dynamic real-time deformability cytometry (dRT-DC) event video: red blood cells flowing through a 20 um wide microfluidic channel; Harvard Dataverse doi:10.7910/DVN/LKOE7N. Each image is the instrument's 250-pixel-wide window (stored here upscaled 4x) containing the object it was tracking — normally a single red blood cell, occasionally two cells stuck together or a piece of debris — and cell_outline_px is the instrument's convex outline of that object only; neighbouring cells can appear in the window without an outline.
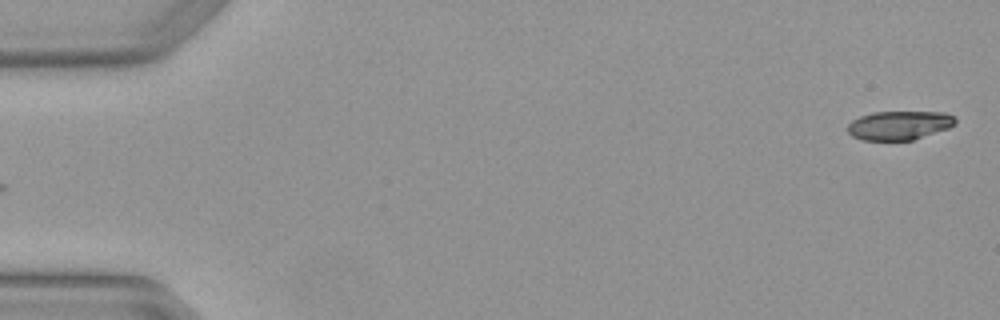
{"species": "Egyptian fruit bat (a non-hibernating species)", "species_latin": "Rousettus aegyptiacus", "temperature_condition": "warm", "stored_images_in_passage": 6, "camera_frame_rate_fps": 3000, "um_per_image_px": 0.085, "animal": {"sex": "female"}, "frame": {"image": 1, "passage_image": 1, "time_ms": 0.0, "image_size_px": [1000, 320], "cell_outline_px": [[956, 124], [948, 128], [912, 140], [864, 140], [852, 136], [848, 132], [848, 124], [852, 120], [860, 116], [872, 112], [944, 112], [956, 116]], "centroid_in_image_um": [76.45, 10.64], "position_along_channel_um": 8.6, "area_um2": 18.15}}
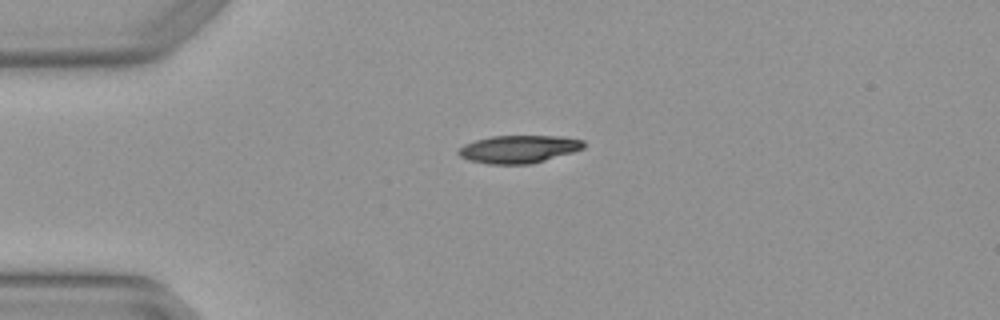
{"frame": {"image": 2, "passage_image": 4, "time_ms": 1.0, "image_size_px": [1000, 320], "cell_outline_px": [[584, 148], [572, 152], [532, 164], [488, 164], [468, 160], [460, 156], [456, 152], [464, 144], [476, 140], [492, 136], [560, 136], [584, 140]], "centroid_in_image_um": [44.08, 12.68], "position_along_channel_um": 40.9, "area_um2": 20.23}}
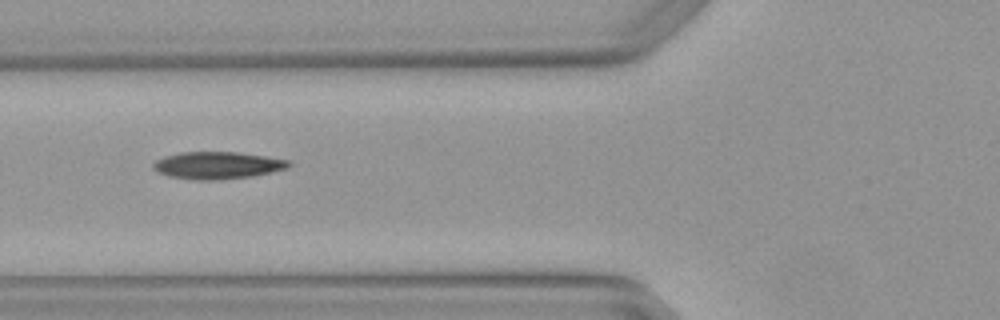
{"frame": {"image": 3, "passage_image": 6, "time_ms": 1.667, "image_size_px": [1000, 320], "cell_outline_px": [[292, 164], [288, 168], [272, 172], [252, 176], [220, 180], [196, 180], [168, 176], [156, 172], [152, 168], [152, 164], [156, 160], [164, 156], [180, 152], [236, 152], [292, 160]], "centroid_in_image_um": [18.48, 14.05], "position_along_channel_um": 107.3, "area_um2": 21.73}}